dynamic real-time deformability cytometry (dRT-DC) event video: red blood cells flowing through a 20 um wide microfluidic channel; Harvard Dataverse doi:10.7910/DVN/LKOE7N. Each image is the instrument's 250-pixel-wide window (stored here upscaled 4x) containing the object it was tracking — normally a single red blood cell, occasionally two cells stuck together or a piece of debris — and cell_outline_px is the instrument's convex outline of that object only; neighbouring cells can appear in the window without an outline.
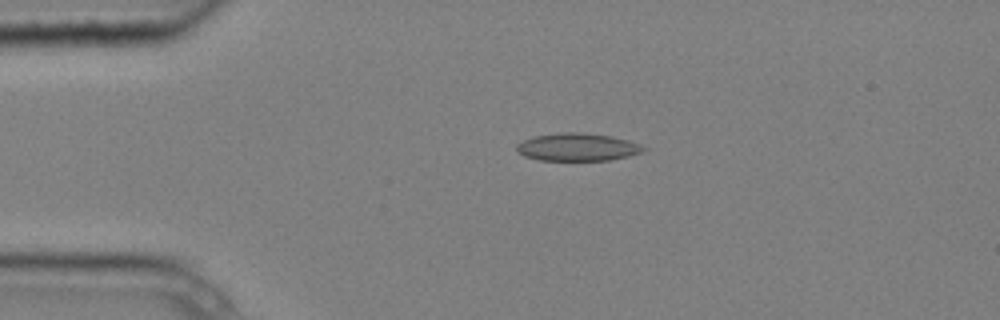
{"species": "common noctule bat (a hibernating species)", "species_latin": "Nyctalus noctula", "temperature_condition": "cold", "stored_images_in_passage": 4, "camera_frame_rate_fps": 3000, "um_per_image_px": 0.085, "animal": {"sex": "male", "body_mass_g": 20.4}, "frame": {"image": 1, "passage_image": 3, "time_ms": 0.667, "image_size_px": [1000, 320], "cell_outline_px": [[648, 148], [640, 152], [628, 156], [608, 160], [540, 160], [524, 156], [516, 152], [516, 144], [532, 136], [560, 132], [580, 132], [612, 136], [628, 140], [640, 144]], "centroid_in_image_um": [49.05, 12.49], "position_along_channel_um": 35.9, "area_um2": 20.58}}